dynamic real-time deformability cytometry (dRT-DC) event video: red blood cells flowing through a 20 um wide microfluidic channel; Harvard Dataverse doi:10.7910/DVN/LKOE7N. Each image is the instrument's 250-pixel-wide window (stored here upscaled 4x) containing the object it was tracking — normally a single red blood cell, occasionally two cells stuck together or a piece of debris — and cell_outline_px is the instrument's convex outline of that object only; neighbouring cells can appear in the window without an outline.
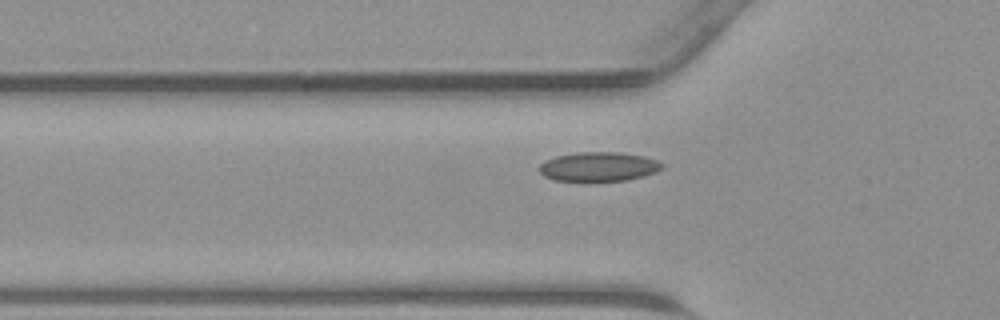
{"species": "common noctule bat (a hibernating species)", "species_latin": "Nyctalus noctula", "temperature_condition": "warm", "stored_images_in_passage": 30, "camera_frame_rate_fps": 3000, "um_per_image_px": 0.085, "animal": {"sex": "male", "body_mass_g": 23.1, "forearm_length_mm": 52.7}, "frame": {"image": 1, "passage_image": 2, "time_ms": 0.333, "image_size_px": [1000, 320], "cell_outline_px": [[664, 168], [656, 172], [644, 176], [628, 180], [552, 180], [544, 176], [536, 168], [544, 160], [556, 156], [580, 152], [620, 152], [644, 156], [660, 160], [664, 164]], "centroid_in_image_um": [50.91, 14.15], "position_along_channel_um": 74.9, "area_um2": 21.1}}
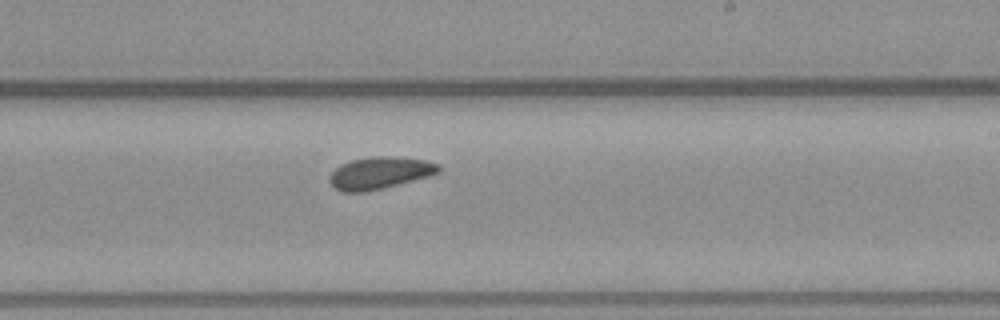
{"frame": {"image": 2, "passage_image": 14, "time_ms": 4.333, "image_size_px": [1000, 320], "cell_outline_px": [[440, 172], [428, 176], [364, 192], [344, 192], [336, 188], [328, 180], [328, 176], [340, 164], [352, 160], [372, 156], [392, 156], [428, 160], [440, 164]], "centroid_in_image_um": [32.28, 14.68], "position_along_channel_um": 256.7, "area_um2": 20.23}}
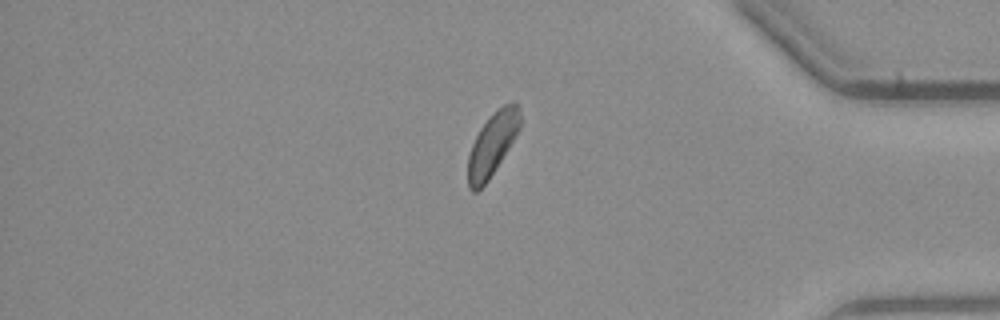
{"frame": {"image": 3, "passage_image": 25, "time_ms": 8.0, "image_size_px": [1000, 320], "cell_outline_px": [[520, 128], [508, 148], [488, 180], [476, 192], [472, 192], [468, 188], [468, 156], [472, 144], [480, 128], [504, 104], [512, 100], [520, 108]], "centroid_in_image_um": [41.84, 12.27], "position_along_channel_um": 393.4, "area_um2": 18.61}}